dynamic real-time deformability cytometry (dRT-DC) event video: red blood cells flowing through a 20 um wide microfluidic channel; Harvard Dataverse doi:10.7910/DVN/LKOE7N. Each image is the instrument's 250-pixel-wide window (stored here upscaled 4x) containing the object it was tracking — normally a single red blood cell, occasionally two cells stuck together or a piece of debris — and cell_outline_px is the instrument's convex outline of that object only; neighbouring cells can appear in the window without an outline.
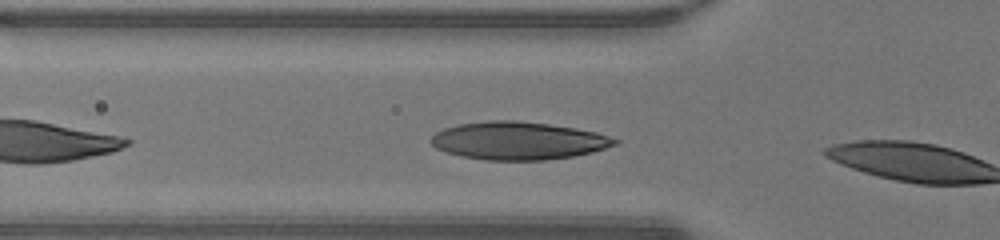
{"species": "human", "species_latin": "Homo sapiens", "temperature_condition": "warm", "stored_images_in_passage": 3, "camera_frame_rate_fps": 3000, "um_per_image_px": 0.085, "donor": {"sex": "male"}, "frame": {"image": 1, "passage_image": 2, "time_ms": 0.333, "image_size_px": [1000, 240], "cell_outline_px": [[620, 144], [592, 152], [572, 156], [544, 160], [484, 160], [464, 156], [448, 152], [436, 148], [428, 140], [436, 132], [444, 128], [460, 124], [488, 120], [516, 120], [548, 124], [576, 128], [596, 132], [620, 140]], "centroid_in_image_um": [44.07, 11.95], "position_along_channel_um": 81.7, "area_um2": 40.52}}